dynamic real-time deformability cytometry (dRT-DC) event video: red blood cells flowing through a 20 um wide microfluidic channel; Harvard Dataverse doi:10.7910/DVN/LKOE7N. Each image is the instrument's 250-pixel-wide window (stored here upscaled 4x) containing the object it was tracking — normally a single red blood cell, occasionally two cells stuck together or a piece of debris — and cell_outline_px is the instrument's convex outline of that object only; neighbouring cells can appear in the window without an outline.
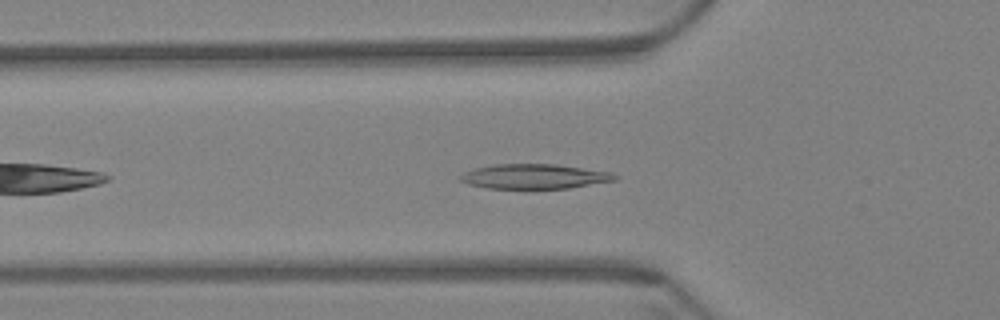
{"species": "Egyptian fruit bat (a non-hibernating species)", "species_latin": "Rousettus aegyptiacus", "temperature_condition": "warm", "stored_images_in_passage": 48, "camera_frame_rate_fps": 3000, "um_per_image_px": 0.085, "animal": {"sex": "female"}, "frame": {"image": 1, "passage_image": 9, "time_ms": 2.667, "image_size_px": [1000, 320], "cell_outline_px": [[620, 176], [616, 180], [568, 188], [488, 188], [468, 184], [460, 180], [460, 176], [464, 172], [476, 168], [496, 164], [556, 164], [612, 172]], "centroid_in_image_um": [45.46, 14.99], "position_along_channel_um": 80.3, "area_um2": 22.14}}
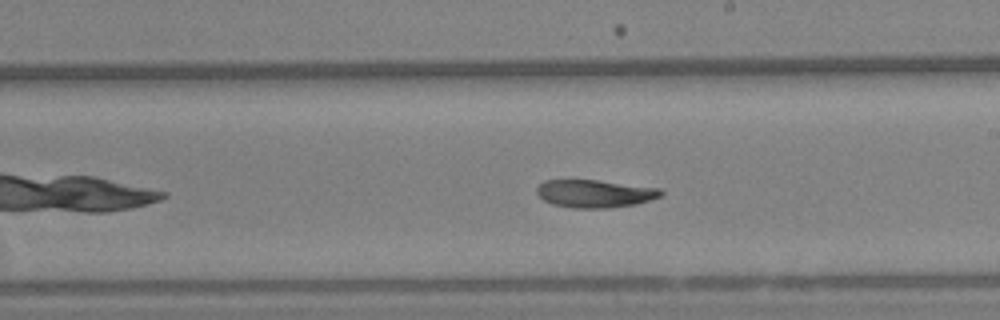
{"frame": {"image": 2, "passage_image": 23, "time_ms": 7.333, "image_size_px": [1000, 320], "cell_outline_px": [[664, 192], [660, 196], [636, 204], [608, 208], [572, 208], [552, 204], [544, 200], [536, 192], [536, 188], [544, 180], [596, 180], [660, 188]], "centroid_in_image_um": [50.54, 16.46], "position_along_channel_um": 238.5, "area_um2": 20.0}}
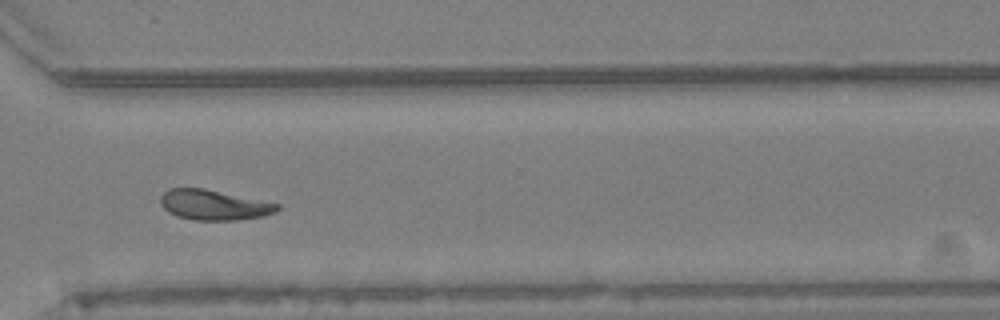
{"frame": {"image": 3, "passage_image": 33, "time_ms": 10.667, "image_size_px": [1000, 320], "cell_outline_px": [[280, 208], [264, 216], [236, 220], [196, 220], [176, 216], [168, 212], [160, 204], [160, 196], [168, 188], [204, 188], [280, 204]], "centroid_in_image_um": [18.14, 17.41], "position_along_channel_um": 352.5, "area_um2": 20.46}, "authors_computed_cell_mechanics": {"area_um2": 20.6635, "velocity_mm_per_s": 3.3991, "shape_relaxation_time_tau1_ms": null, "shape_relaxation_time_tau2_ms": 11.0682, "deformation_change_tau1": null, "deformation_change_tau2": 0.1434}}